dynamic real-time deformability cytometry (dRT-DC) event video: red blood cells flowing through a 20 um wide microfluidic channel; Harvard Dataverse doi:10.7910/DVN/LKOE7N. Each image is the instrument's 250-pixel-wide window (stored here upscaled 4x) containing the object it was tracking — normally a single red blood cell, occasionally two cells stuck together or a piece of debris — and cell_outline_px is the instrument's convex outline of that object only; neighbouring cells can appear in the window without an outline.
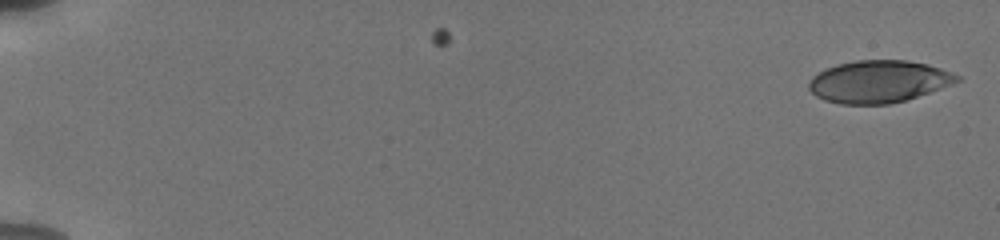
{"species": "human", "species_latin": "Homo sapiens", "temperature_condition": "cold", "stored_images_in_passage": 6, "camera_frame_rate_fps": 3000, "um_per_image_px": 0.085, "donor": {"sex": "male"}, "frame": {"image": 1, "passage_image": 1, "time_ms": 0.0, "image_size_px": [1000, 240], "cell_outline_px": [[960, 80], [952, 84], [904, 100], [888, 104], [840, 104], [824, 100], [816, 96], [808, 88], [808, 84], [812, 76], [836, 64], [856, 60], [908, 60], [928, 64], [952, 72], [960, 76]], "centroid_in_image_um": [74.67, 6.92], "position_along_channel_um": 10.3, "area_um2": 36.3}}